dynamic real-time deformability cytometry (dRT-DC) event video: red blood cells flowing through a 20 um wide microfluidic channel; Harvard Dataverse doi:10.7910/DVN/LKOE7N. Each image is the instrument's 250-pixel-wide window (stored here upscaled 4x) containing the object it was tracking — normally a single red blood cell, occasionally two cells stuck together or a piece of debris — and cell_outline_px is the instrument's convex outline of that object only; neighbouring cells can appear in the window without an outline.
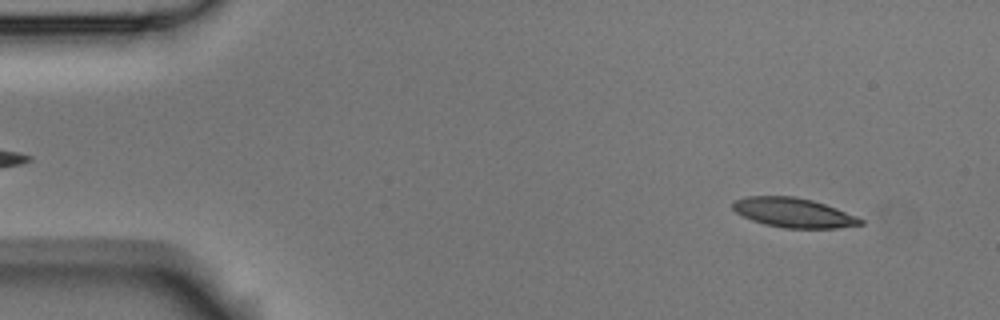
{"species": "Egyptian fruit bat (a non-hibernating species)", "species_latin": "Rousettus aegyptiacus", "temperature_condition": "room temperature", "stored_images_in_passage": 52, "camera_frame_rate_fps": 3000, "um_per_image_px": 0.085, "animal": {"sex": "male"}, "frame": {"image": 1, "passage_image": 4, "time_ms": 1.0, "image_size_px": [1000, 320], "cell_outline_px": [[864, 224], [836, 228], [784, 228], [764, 224], [752, 220], [736, 212], [732, 208], [732, 204], [736, 200], [748, 196], [792, 196], [812, 200], [836, 208], [856, 216], [864, 220]], "centroid_in_image_um": [67.46, 18.08], "position_along_channel_um": 17.5, "area_um2": 21.79}}
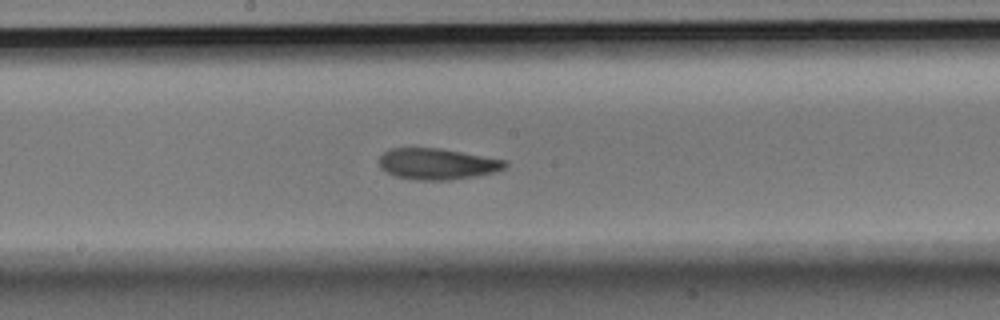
{"frame": {"image": 2, "passage_image": 27, "time_ms": 8.667, "image_size_px": [1000, 320], "cell_outline_px": [[508, 164], [504, 168], [496, 172], [476, 176], [448, 180], [416, 180], [396, 176], [380, 168], [380, 156], [384, 152], [392, 148], [440, 148], [508, 160]], "centroid_in_image_um": [37.21, 13.93], "position_along_channel_um": 211.0, "area_um2": 22.89}}
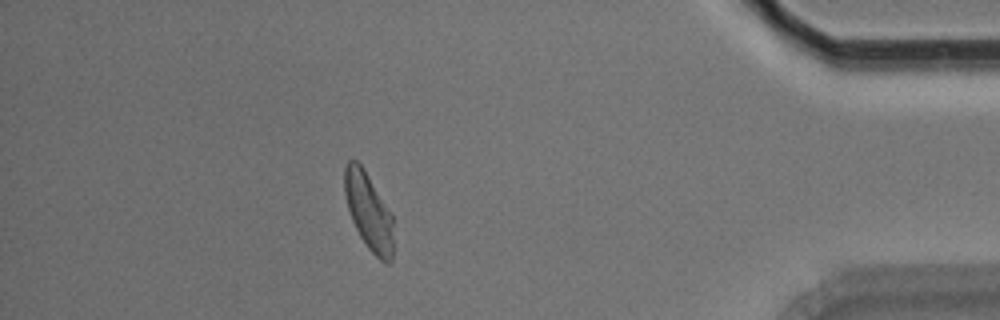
{"frame": {"image": 3, "passage_image": 46, "time_ms": 15.0, "image_size_px": [1000, 320], "cell_outline_px": [[392, 260], [388, 264], [384, 264], [368, 248], [360, 236], [352, 220], [348, 208], [344, 192], [344, 168], [348, 160], [356, 160], [360, 164], [392, 212]], "centroid_in_image_um": [31.33, 17.98], "position_along_channel_um": 403.9, "area_um2": 21.79}, "authors_computed_cell_mechanics": {"area_um2": 22.7154, "velocity_mm_per_s": 3.7584, "shape_relaxation_time_tau1_ms": 6.2325, "shape_relaxation_time_tau2_ms": 3.0027, "deformation_change_tau1": 0.1674, "deformation_change_tau2": 0.1065}}